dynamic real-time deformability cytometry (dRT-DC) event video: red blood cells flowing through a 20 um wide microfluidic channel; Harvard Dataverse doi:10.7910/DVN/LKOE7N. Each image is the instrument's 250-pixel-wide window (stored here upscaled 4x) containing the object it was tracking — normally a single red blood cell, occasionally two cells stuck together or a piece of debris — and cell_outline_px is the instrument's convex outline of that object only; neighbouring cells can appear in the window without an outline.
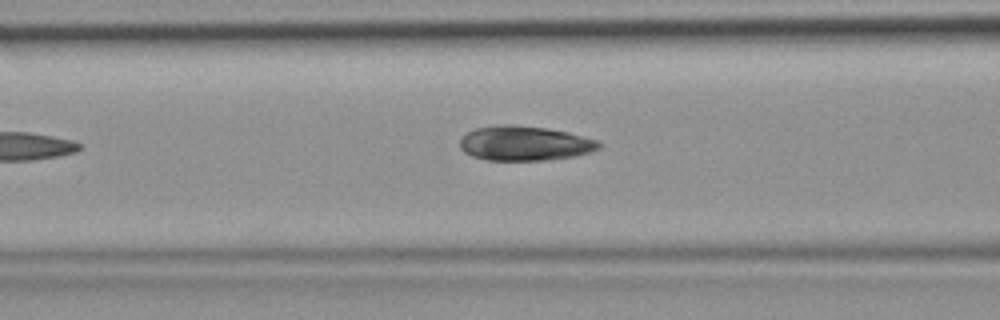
{"species": "common noctule bat (a hibernating species)", "species_latin": "Nyctalus noctula", "temperature_condition": "room temperature", "stored_images_in_passage": 5, "camera_frame_rate_fps": 3000, "um_per_image_px": 0.085, "animal": {"sex": "female", "body_mass_g": 19.9}, "frame": {"image": 1, "passage_image": 5, "time_ms": 1.333, "image_size_px": [1000, 320], "cell_outline_px": [[600, 148], [588, 152], [572, 156], [544, 160], [488, 160], [472, 156], [464, 152], [460, 148], [460, 140], [468, 132], [476, 128], [496, 124], [508, 124], [548, 128], [568, 132], [596, 140], [600, 144]], "centroid_in_image_um": [44.55, 12.17], "position_along_channel_um": 122.1, "area_um2": 27.86}}